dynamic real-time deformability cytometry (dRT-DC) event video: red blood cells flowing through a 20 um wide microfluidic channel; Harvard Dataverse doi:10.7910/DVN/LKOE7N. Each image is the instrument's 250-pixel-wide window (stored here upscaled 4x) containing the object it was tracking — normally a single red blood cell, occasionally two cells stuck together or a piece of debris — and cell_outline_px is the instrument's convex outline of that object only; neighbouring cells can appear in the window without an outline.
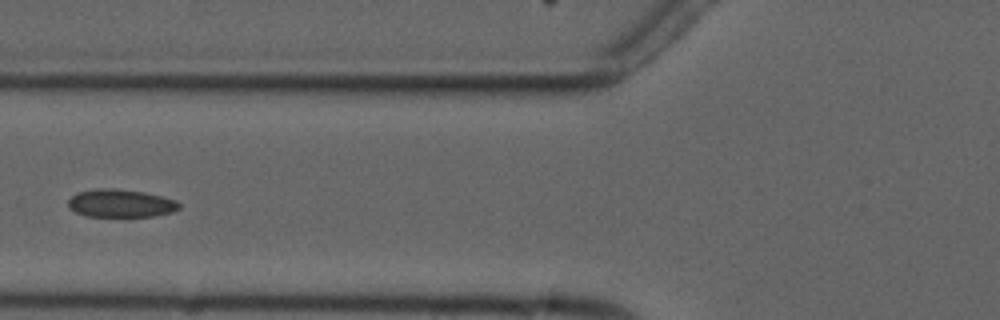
{"species": "common noctule bat (a hibernating species)", "species_latin": "Nyctalus noctula", "temperature_condition": "cold", "stored_images_in_passage": 7, "camera_frame_rate_fps": 3000, "um_per_image_px": 0.085, "animal": {"sex": "male", "forearm_length_mm": 52.5}, "frame": {"image": 1, "passage_image": 6, "time_ms": 6.0, "image_size_px": [1000, 320], "cell_outline_px": [[180, 208], [172, 212], [156, 216], [84, 216], [68, 208], [68, 200], [76, 192], [100, 188], [112, 188], [144, 192], [176, 200], [180, 204]], "centroid_in_image_um": [10.24, 17.28], "position_along_channel_um": 115.6, "area_um2": 18.09}}
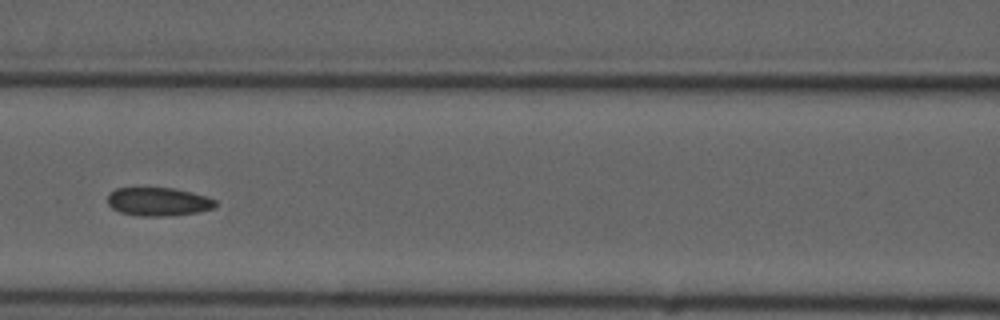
{"frame": {"image": 2, "passage_image": 7, "time_ms": 7.0, "image_size_px": [1000, 320], "cell_outline_px": [[216, 204], [212, 208], [196, 212], [168, 216], [140, 216], [120, 212], [112, 208], [108, 204], [108, 192], [116, 188], [172, 188], [192, 192], [208, 196], [216, 200]], "centroid_in_image_um": [13.44, 17.13], "position_along_channel_um": 153.2, "area_um2": 17.86}}